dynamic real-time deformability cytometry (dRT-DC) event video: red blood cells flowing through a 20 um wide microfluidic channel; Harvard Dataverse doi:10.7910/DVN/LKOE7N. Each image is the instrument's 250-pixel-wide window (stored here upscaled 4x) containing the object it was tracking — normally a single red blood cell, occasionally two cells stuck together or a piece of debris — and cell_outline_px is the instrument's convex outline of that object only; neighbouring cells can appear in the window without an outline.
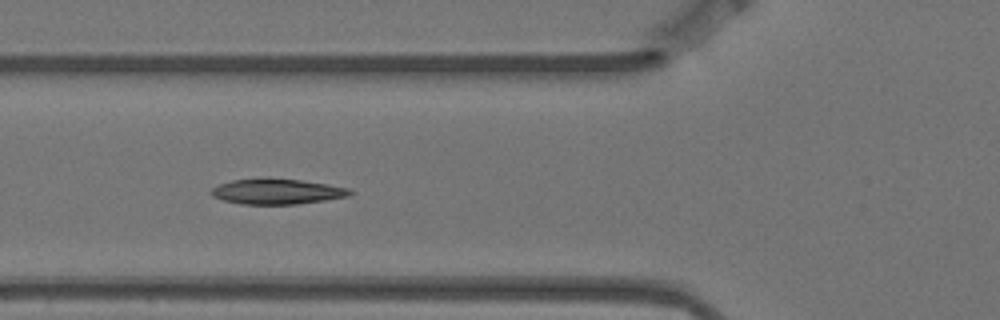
{"species": "Egyptian fruit bat (a non-hibernating species)", "species_latin": "Rousettus aegyptiacus", "temperature_condition": "warm", "stored_images_in_passage": 6, "camera_frame_rate_fps": 3000, "um_per_image_px": 0.085, "animal": {"sex": "female"}, "frame": {"image": 1, "passage_image": 5, "time_ms": 1.333, "image_size_px": [1000, 320], "cell_outline_px": [[356, 192], [348, 196], [324, 200], [296, 204], [240, 204], [224, 200], [212, 196], [208, 192], [212, 188], [220, 184], [232, 180], [300, 180], [328, 184], [352, 188]], "centroid_in_image_um": [23.6, 16.3], "position_along_channel_um": 102.2, "area_um2": 20.06}}
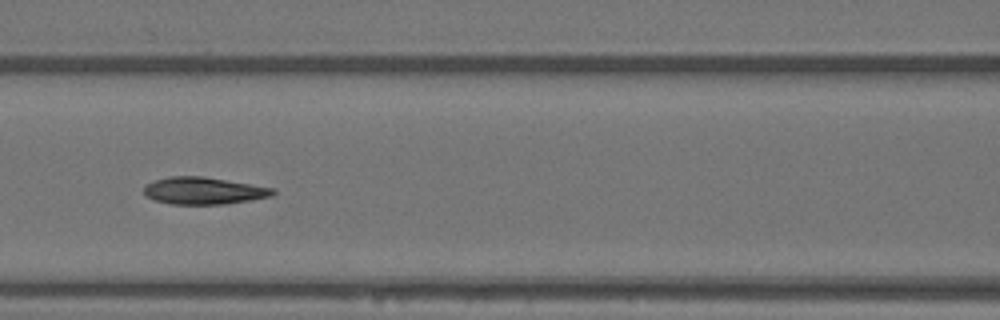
{"frame": {"image": 2, "passage_image": 6, "time_ms": 1.667, "image_size_px": [1000, 320], "cell_outline_px": [[276, 192], [272, 196], [224, 204], [168, 204], [144, 196], [144, 184], [168, 176], [204, 176], [276, 188]], "centroid_in_image_um": [17.3, 16.2], "position_along_channel_um": 149.3, "area_um2": 20.52}}